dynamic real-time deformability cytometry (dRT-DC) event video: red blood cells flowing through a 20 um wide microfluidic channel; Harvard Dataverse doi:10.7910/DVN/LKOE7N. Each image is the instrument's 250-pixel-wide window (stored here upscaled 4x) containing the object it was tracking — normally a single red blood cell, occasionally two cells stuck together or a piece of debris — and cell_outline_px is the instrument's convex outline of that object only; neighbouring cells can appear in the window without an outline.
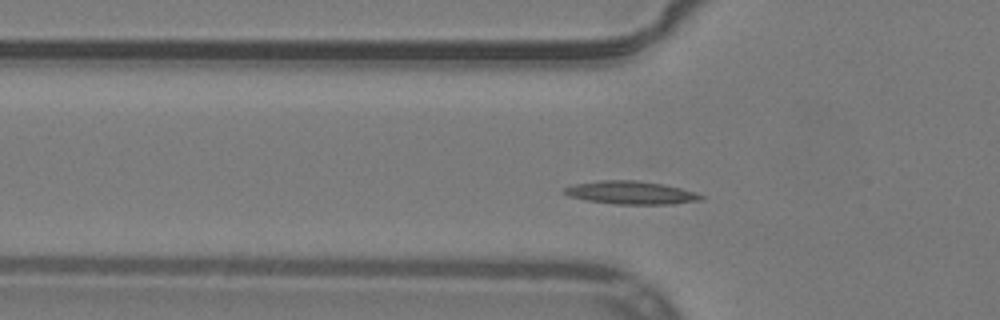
{"species": "common noctule bat (a hibernating species)", "species_latin": "Nyctalus noctula", "temperature_condition": "warm", "stored_images_in_passage": 44, "camera_frame_rate_fps": 3000, "um_per_image_px": 0.085, "animal": {"sex": "male", "body_mass_g": 19.2, "forearm_length_mm": 51.8}, "frame": {"image": 1, "passage_image": 8, "time_ms": 2.333, "image_size_px": [1000, 320], "cell_outline_px": [[704, 200], [672, 204], [616, 204], [588, 200], [568, 196], [564, 192], [564, 188], [576, 184], [600, 180], [636, 180], [664, 184], [696, 192], [704, 196]], "centroid_in_image_um": [53.68, 16.38], "position_along_channel_um": 72.1, "area_um2": 18.32}}
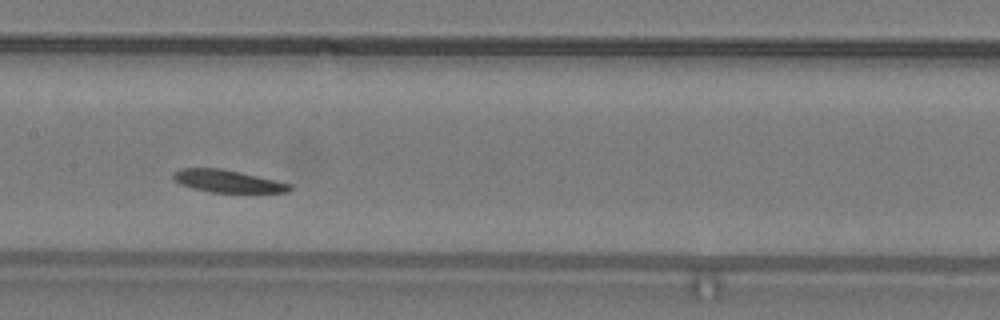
{"frame": {"image": 2, "passage_image": 17, "time_ms": 5.333, "image_size_px": [1000, 320], "cell_outline_px": [[292, 188], [288, 192], [208, 192], [192, 188], [180, 184], [172, 176], [180, 168], [220, 168], [240, 172], [276, 180], [292, 184]], "centroid_in_image_um": [19.36, 15.4], "position_along_channel_um": 188.0, "area_um2": 15.09}}
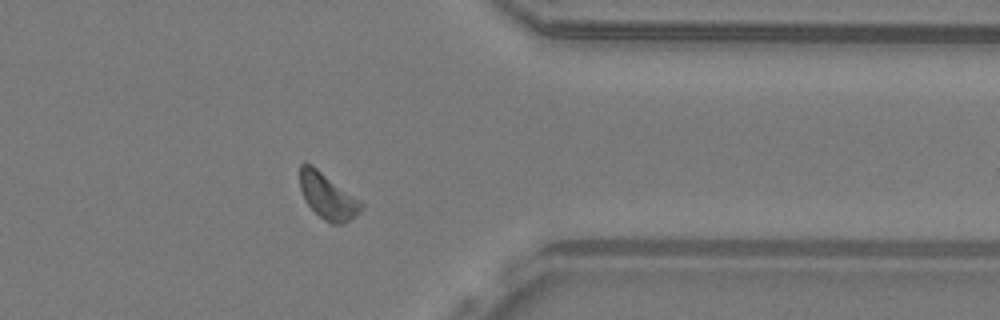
{"frame": {"image": 3, "passage_image": 33, "time_ms": 10.667, "image_size_px": [1000, 320], "cell_outline_px": [[364, 208], [356, 216], [344, 224], [332, 224], [324, 220], [304, 200], [300, 188], [300, 164], [304, 160], [312, 164], [360, 200], [364, 204]], "centroid_in_image_um": [27.85, 16.66], "position_along_channel_um": 383.5, "area_um2": 16.53}}